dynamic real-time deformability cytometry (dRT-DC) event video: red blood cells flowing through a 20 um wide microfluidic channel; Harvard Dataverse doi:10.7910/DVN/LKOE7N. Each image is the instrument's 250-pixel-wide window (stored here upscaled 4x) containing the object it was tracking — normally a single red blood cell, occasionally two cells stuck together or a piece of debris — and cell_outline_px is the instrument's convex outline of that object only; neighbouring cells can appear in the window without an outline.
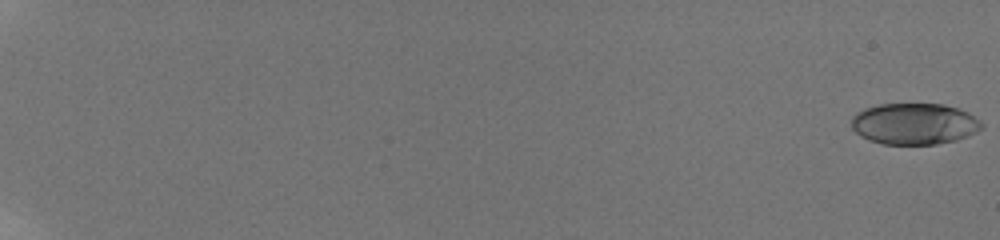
{"species": "human", "species_latin": "Homo sapiens", "temperature_condition": "room temperature", "stored_images_in_passage": 62, "camera_frame_rate_fps": 3000, "um_per_image_px": 0.085, "donor": {"sex": "male"}, "frame": {"image": 1, "passage_image": 1, "time_ms": 0.0, "image_size_px": [1000, 240], "cell_outline_px": [[984, 128], [968, 136], [956, 140], [936, 144], [884, 144], [868, 140], [860, 136], [852, 128], [852, 116], [856, 112], [864, 108], [880, 104], [944, 104], [968, 112], [980, 120], [984, 124]], "centroid_in_image_um": [77.73, 10.52], "position_along_channel_um": 7.3, "area_um2": 31.56}}
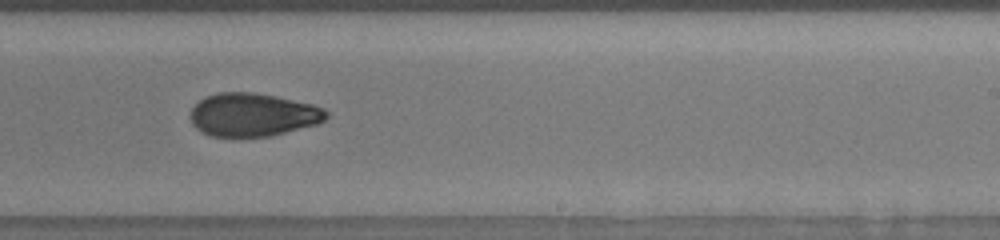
{"frame": {"image": 2, "passage_image": 48, "time_ms": 13.667, "image_size_px": [1000, 240], "cell_outline_px": [[328, 116], [324, 120], [316, 124], [272, 136], [232, 140], [208, 136], [200, 132], [192, 124], [188, 116], [192, 108], [200, 100], [208, 96], [220, 92], [252, 92], [312, 104], [324, 108], [328, 112]], "centroid_in_image_um": [21.43, 9.81], "position_along_channel_um": 267.6, "area_um2": 35.03}}
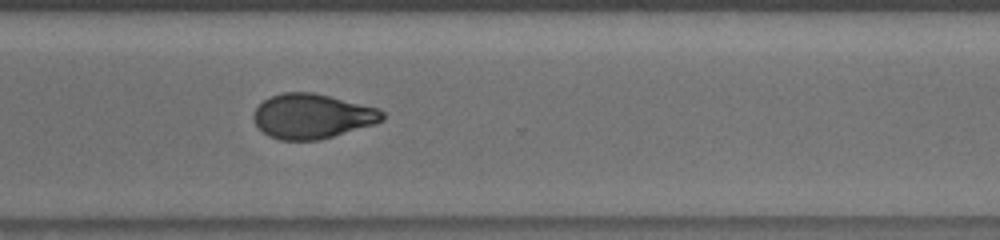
{"frame": {"image": 3, "passage_image": 55, "time_ms": 15.667, "image_size_px": [1000, 240], "cell_outline_px": [[384, 120], [376, 124], [320, 140], [280, 140], [268, 136], [256, 124], [252, 116], [256, 108], [264, 100], [272, 96], [284, 92], [312, 92], [376, 108], [384, 112]], "centroid_in_image_um": [26.53, 9.89], "position_along_channel_um": 344.1, "area_um2": 33.35}, "authors_computed_cell_mechanics": {"area_um2": 33.3506, "velocity_mm_per_s": 3.8255, "shape_relaxation_time_tau1_ms": 9.1246, "shape_relaxation_time_tau2_ms": 2.7419, "deformation_change_tau1": 0.2139, "deformation_change_tau2": 0.079}}